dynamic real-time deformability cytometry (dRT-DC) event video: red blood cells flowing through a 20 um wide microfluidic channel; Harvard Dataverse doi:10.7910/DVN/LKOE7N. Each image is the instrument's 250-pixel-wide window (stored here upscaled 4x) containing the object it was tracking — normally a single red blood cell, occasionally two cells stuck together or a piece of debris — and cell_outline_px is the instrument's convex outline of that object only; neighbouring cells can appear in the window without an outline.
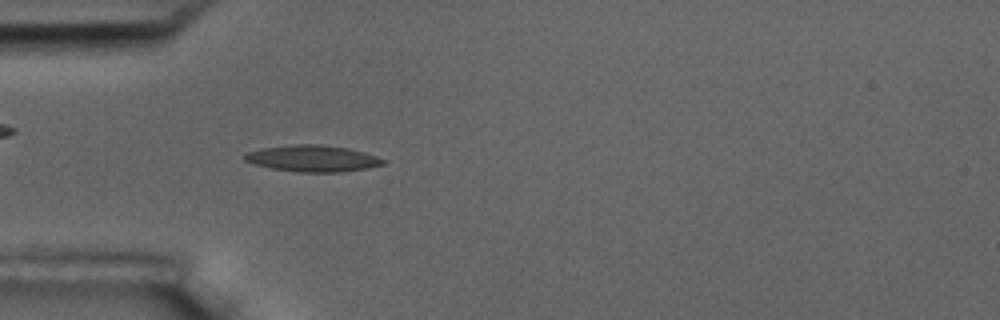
{"species": "common noctule bat (a hibernating species)", "species_latin": "Nyctalus noctula", "temperature_condition": "room temperature", "stored_images_in_passage": 29, "camera_frame_rate_fps": 3000, "um_per_image_px": 0.085, "animal": {"sex": "male", "body_mass_g": 17.5, "forearm_length_mm": 52.3}, "frame": {"image": 1, "passage_image": 5, "time_ms": 1.333, "image_size_px": [1000, 320], "cell_outline_px": [[388, 164], [368, 168], [340, 172], [300, 172], [272, 168], [252, 164], [244, 160], [244, 156], [248, 152], [260, 148], [292, 144], [320, 144], [348, 148], [364, 152], [388, 160]], "centroid_in_image_um": [26.62, 13.46], "position_along_channel_um": 58.4, "area_um2": 21.56}}
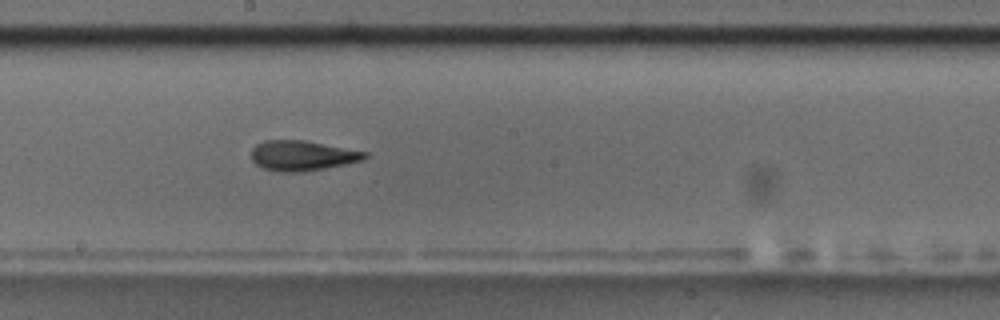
{"frame": {"image": 2, "passage_image": 19, "time_ms": 6.0, "image_size_px": [1000, 320], "cell_outline_px": [[368, 156], [364, 160], [304, 172], [280, 172], [264, 168], [256, 164], [252, 160], [252, 148], [256, 144], [264, 140], [304, 140], [368, 152]], "centroid_in_image_um": [25.69, 13.22], "position_along_channel_um": 222.5, "area_um2": 19.88}}
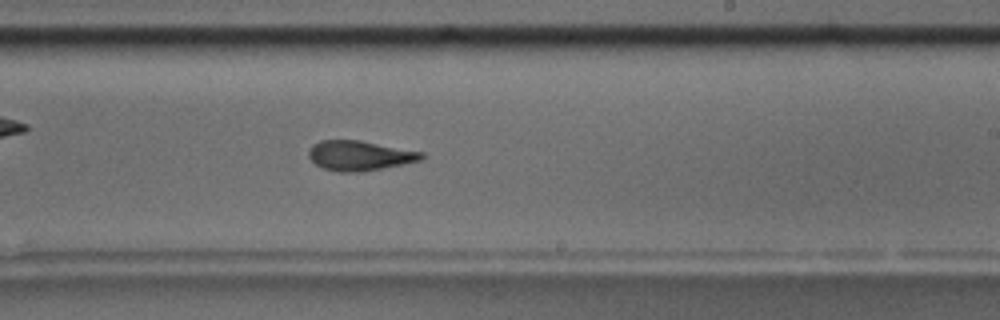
{"frame": {"image": 3, "passage_image": 22, "time_ms": 7.0, "image_size_px": [1000, 320], "cell_outline_px": [[424, 156], [420, 160], [404, 164], [356, 172], [340, 172], [324, 168], [316, 164], [308, 156], [308, 148], [312, 144], [320, 140], [360, 140], [424, 152]], "centroid_in_image_um": [30.54, 13.21], "position_along_channel_um": 258.5, "area_um2": 19.54}}